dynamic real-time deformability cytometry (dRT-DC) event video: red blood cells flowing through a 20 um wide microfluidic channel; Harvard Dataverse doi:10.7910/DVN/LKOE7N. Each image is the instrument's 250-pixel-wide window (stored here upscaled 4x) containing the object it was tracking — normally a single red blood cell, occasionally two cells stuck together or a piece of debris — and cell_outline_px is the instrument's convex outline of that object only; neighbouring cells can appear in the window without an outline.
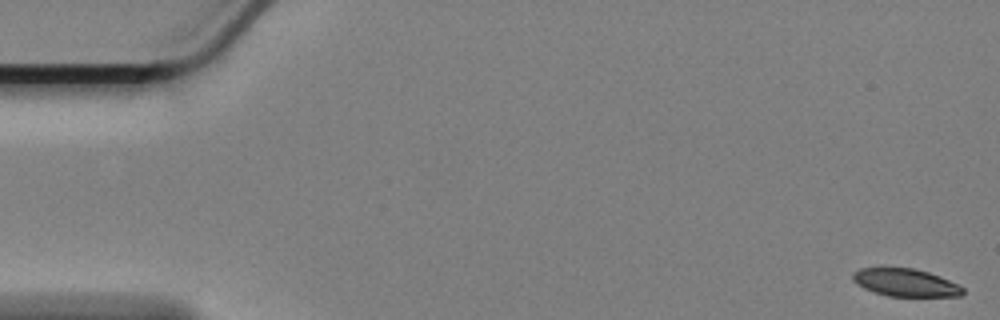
{"species": "Egyptian fruit bat (a non-hibernating species)", "species_latin": "Rousettus aegyptiacus", "temperature_condition": "cold", "stored_images_in_passage": 60, "camera_frame_rate_fps": 3000, "um_per_image_px": 0.085, "animal": {"sex": "female"}, "frame": {"image": 1, "passage_image": 1, "time_ms": 0.0, "image_size_px": [1000, 320], "cell_outline_px": [[964, 292], [960, 296], [888, 296], [864, 288], [856, 284], [852, 280], [852, 272], [860, 268], [912, 268], [928, 272], [940, 276], [964, 288]], "centroid_in_image_um": [76.94, 24.02], "position_along_channel_um": 8.1, "area_um2": 17.63}}
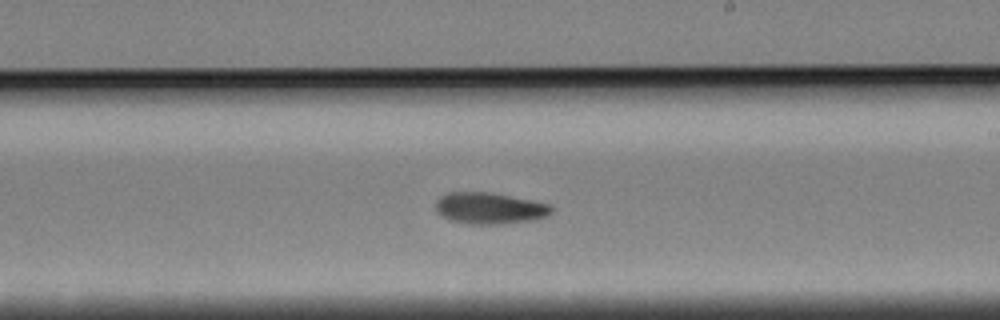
{"frame": {"image": 2, "passage_image": 34, "time_ms": 11.0, "image_size_px": [1000, 320], "cell_outline_px": [[552, 212], [548, 216], [532, 220], [496, 224], [472, 224], [448, 220], [440, 216], [436, 212], [436, 200], [440, 196], [448, 192], [492, 192], [548, 204], [552, 208]], "centroid_in_image_um": [41.56, 17.7], "position_along_channel_um": 247.4, "area_um2": 21.21}}
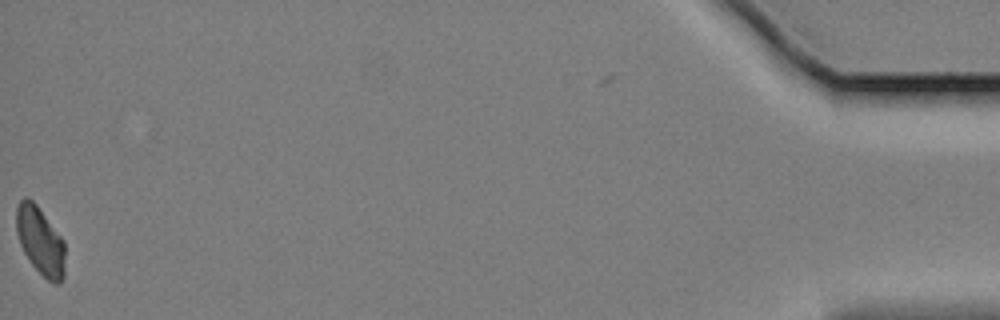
{"frame": {"image": 3, "passage_image": 59, "time_ms": 19.333, "image_size_px": [1000, 320], "cell_outline_px": [[64, 276], [60, 284], [52, 284], [32, 264], [24, 252], [20, 244], [16, 228], [16, 208], [20, 200], [24, 196], [32, 200], [36, 204], [64, 240]], "centroid_in_image_um": [3.43, 20.47], "position_along_channel_um": 431.8, "area_um2": 19.19}, "authors_computed_cell_mechanics": {"area_um2": 20.0855, "velocity_mm_per_s": 3.3765, "shape_relaxation_time_tau1_ms": 6.7514, "shape_relaxation_time_tau2_ms": null, "deformation_change_tau1": 0.1293, "deformation_change_tau2": null}}